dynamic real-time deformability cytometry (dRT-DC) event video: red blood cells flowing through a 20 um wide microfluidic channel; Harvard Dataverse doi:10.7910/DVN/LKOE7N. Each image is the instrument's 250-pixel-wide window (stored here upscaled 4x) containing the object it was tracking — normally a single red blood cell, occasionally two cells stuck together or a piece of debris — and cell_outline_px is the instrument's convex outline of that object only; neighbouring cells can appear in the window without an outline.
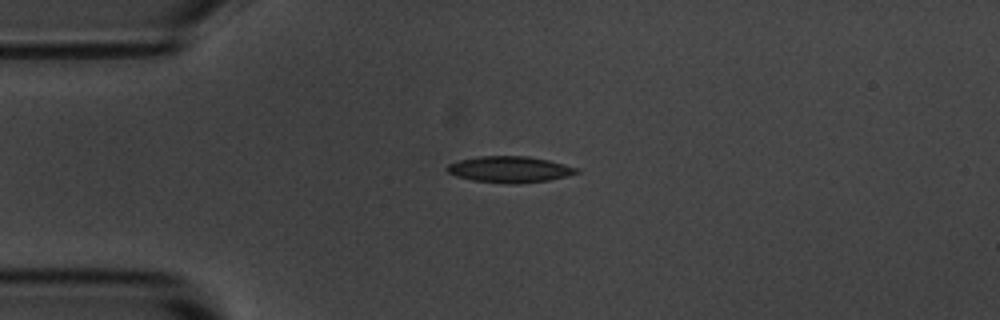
{"species": "common noctule bat (a hibernating species)", "species_latin": "Nyctalus noctula", "temperature_condition": "room temperature", "stored_images_in_passage": 2, "camera_frame_rate_fps": 3000, "um_per_image_px": 0.085, "animal": {"sex": "male", "body_mass_g": 20.1, "forearm_length_mm": 53.5}, "frame": {"image": 1, "passage_image": 1, "time_ms": 0.0, "image_size_px": [1000, 320], "cell_outline_px": [[580, 172], [568, 176], [548, 180], [520, 184], [508, 184], [472, 180], [456, 176], [448, 172], [444, 168], [448, 164], [460, 160], [480, 156], [528, 156], [548, 160], [564, 164], [576, 168]], "centroid_in_image_um": [43.31, 14.4], "position_along_channel_um": 41.7, "area_um2": 19.83}}